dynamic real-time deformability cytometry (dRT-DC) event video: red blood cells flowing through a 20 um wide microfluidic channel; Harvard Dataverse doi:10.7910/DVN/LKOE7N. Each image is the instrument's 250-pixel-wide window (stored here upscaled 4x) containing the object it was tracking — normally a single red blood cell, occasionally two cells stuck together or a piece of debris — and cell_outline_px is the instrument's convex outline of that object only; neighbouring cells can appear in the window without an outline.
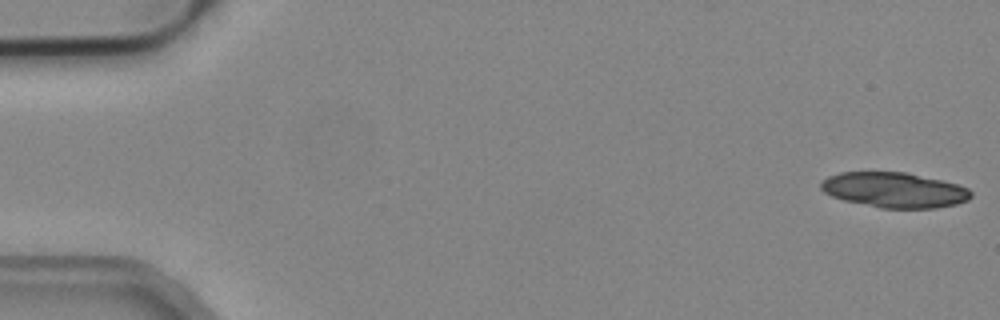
{"species": "common noctule bat (a hibernating species)", "species_latin": "Nyctalus noctula", "temperature_condition": "cold", "stored_images_in_passage": 37, "camera_frame_rate_fps": 3000, "um_per_image_px": 0.085, "animal": {"sex": "male", "body_mass_g": 19.2, "forearm_length_mm": 51.8}, "frame": {"image": 1, "passage_image": 1, "time_ms": 0.0, "image_size_px": [1000, 320], "cell_outline_px": [[972, 196], [968, 200], [956, 204], [936, 208], [880, 208], [844, 200], [832, 196], [824, 192], [820, 188], [820, 180], [828, 176], [840, 172], [904, 172], [940, 180], [956, 184], [968, 188], [972, 192]], "centroid_in_image_um": [75.99, 16.15], "position_along_channel_um": 9.0, "area_um2": 30.75}}